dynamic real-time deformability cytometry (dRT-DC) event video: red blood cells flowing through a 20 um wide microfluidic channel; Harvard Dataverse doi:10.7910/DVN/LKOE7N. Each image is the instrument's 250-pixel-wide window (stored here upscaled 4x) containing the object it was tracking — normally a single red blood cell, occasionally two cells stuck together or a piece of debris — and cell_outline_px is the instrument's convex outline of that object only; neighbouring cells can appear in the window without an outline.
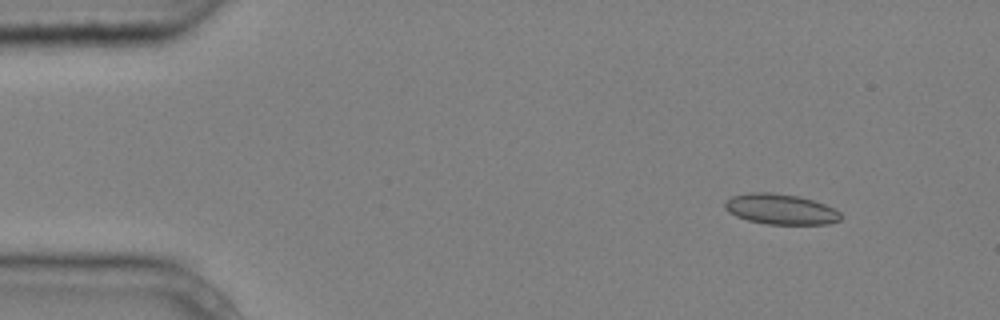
{"species": "common noctule bat (a hibernating species)", "species_latin": "Nyctalus noctula", "temperature_condition": "cold", "stored_images_in_passage": 4, "camera_frame_rate_fps": 3000, "um_per_image_px": 0.085, "animal": {"sex": "male", "body_mass_g": 20.4}, "frame": {"image": 1, "passage_image": 2, "time_ms": 0.333, "image_size_px": [1000, 320], "cell_outline_px": [[840, 220], [828, 224], [768, 224], [748, 220], [736, 216], [728, 212], [724, 208], [724, 204], [732, 196], [748, 192], [772, 192], [800, 196], [824, 204], [840, 212]], "centroid_in_image_um": [66.33, 17.77], "position_along_channel_um": 18.7, "area_um2": 20.52}}